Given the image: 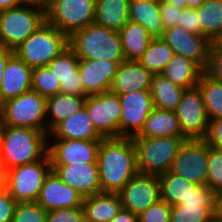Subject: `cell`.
Instances as JSON below:
<instances>
[{
    "label": "cell",
    "instance_id": "1",
    "mask_svg": "<svg viewBox=\"0 0 222 222\" xmlns=\"http://www.w3.org/2000/svg\"><path fill=\"white\" fill-rule=\"evenodd\" d=\"M97 167L101 192L118 193L138 173L132 138H103L98 148Z\"/></svg>",
    "mask_w": 222,
    "mask_h": 222
},
{
    "label": "cell",
    "instance_id": "2",
    "mask_svg": "<svg viewBox=\"0 0 222 222\" xmlns=\"http://www.w3.org/2000/svg\"><path fill=\"white\" fill-rule=\"evenodd\" d=\"M48 152V133L30 127L3 125L0 159L5 170L41 160Z\"/></svg>",
    "mask_w": 222,
    "mask_h": 222
},
{
    "label": "cell",
    "instance_id": "3",
    "mask_svg": "<svg viewBox=\"0 0 222 222\" xmlns=\"http://www.w3.org/2000/svg\"><path fill=\"white\" fill-rule=\"evenodd\" d=\"M68 45L82 60H125L119 32L95 23L73 32L68 37Z\"/></svg>",
    "mask_w": 222,
    "mask_h": 222
},
{
    "label": "cell",
    "instance_id": "4",
    "mask_svg": "<svg viewBox=\"0 0 222 222\" xmlns=\"http://www.w3.org/2000/svg\"><path fill=\"white\" fill-rule=\"evenodd\" d=\"M185 136L132 137L138 173L160 175L170 170Z\"/></svg>",
    "mask_w": 222,
    "mask_h": 222
},
{
    "label": "cell",
    "instance_id": "5",
    "mask_svg": "<svg viewBox=\"0 0 222 222\" xmlns=\"http://www.w3.org/2000/svg\"><path fill=\"white\" fill-rule=\"evenodd\" d=\"M68 47V36L46 21L16 47L14 53L31 68H36L47 66Z\"/></svg>",
    "mask_w": 222,
    "mask_h": 222
},
{
    "label": "cell",
    "instance_id": "6",
    "mask_svg": "<svg viewBox=\"0 0 222 222\" xmlns=\"http://www.w3.org/2000/svg\"><path fill=\"white\" fill-rule=\"evenodd\" d=\"M46 22V7L23 6L0 11V47L14 50Z\"/></svg>",
    "mask_w": 222,
    "mask_h": 222
},
{
    "label": "cell",
    "instance_id": "7",
    "mask_svg": "<svg viewBox=\"0 0 222 222\" xmlns=\"http://www.w3.org/2000/svg\"><path fill=\"white\" fill-rule=\"evenodd\" d=\"M46 105L47 98L31 89L1 103L0 117L3 125L30 127L47 133Z\"/></svg>",
    "mask_w": 222,
    "mask_h": 222
},
{
    "label": "cell",
    "instance_id": "8",
    "mask_svg": "<svg viewBox=\"0 0 222 222\" xmlns=\"http://www.w3.org/2000/svg\"><path fill=\"white\" fill-rule=\"evenodd\" d=\"M51 171L47 153L41 160L7 170L5 187L16 202H35Z\"/></svg>",
    "mask_w": 222,
    "mask_h": 222
},
{
    "label": "cell",
    "instance_id": "9",
    "mask_svg": "<svg viewBox=\"0 0 222 222\" xmlns=\"http://www.w3.org/2000/svg\"><path fill=\"white\" fill-rule=\"evenodd\" d=\"M96 0H47L46 21L68 37L94 23Z\"/></svg>",
    "mask_w": 222,
    "mask_h": 222
},
{
    "label": "cell",
    "instance_id": "10",
    "mask_svg": "<svg viewBox=\"0 0 222 222\" xmlns=\"http://www.w3.org/2000/svg\"><path fill=\"white\" fill-rule=\"evenodd\" d=\"M207 160L208 144L204 139H185L169 172L198 185H207Z\"/></svg>",
    "mask_w": 222,
    "mask_h": 222
},
{
    "label": "cell",
    "instance_id": "11",
    "mask_svg": "<svg viewBox=\"0 0 222 222\" xmlns=\"http://www.w3.org/2000/svg\"><path fill=\"white\" fill-rule=\"evenodd\" d=\"M84 107L97 131L104 137H119L122 106L119 94L112 91L86 96Z\"/></svg>",
    "mask_w": 222,
    "mask_h": 222
},
{
    "label": "cell",
    "instance_id": "12",
    "mask_svg": "<svg viewBox=\"0 0 222 222\" xmlns=\"http://www.w3.org/2000/svg\"><path fill=\"white\" fill-rule=\"evenodd\" d=\"M182 134L191 139H203L208 130V116L198 86L185 89L174 110Z\"/></svg>",
    "mask_w": 222,
    "mask_h": 222
},
{
    "label": "cell",
    "instance_id": "13",
    "mask_svg": "<svg viewBox=\"0 0 222 222\" xmlns=\"http://www.w3.org/2000/svg\"><path fill=\"white\" fill-rule=\"evenodd\" d=\"M118 194L122 208L139 215L161 199L158 176L137 173Z\"/></svg>",
    "mask_w": 222,
    "mask_h": 222
},
{
    "label": "cell",
    "instance_id": "14",
    "mask_svg": "<svg viewBox=\"0 0 222 222\" xmlns=\"http://www.w3.org/2000/svg\"><path fill=\"white\" fill-rule=\"evenodd\" d=\"M122 111L119 122V137L138 135L144 127L148 115L153 110L150 90H140L119 94Z\"/></svg>",
    "mask_w": 222,
    "mask_h": 222
},
{
    "label": "cell",
    "instance_id": "15",
    "mask_svg": "<svg viewBox=\"0 0 222 222\" xmlns=\"http://www.w3.org/2000/svg\"><path fill=\"white\" fill-rule=\"evenodd\" d=\"M162 39L173 50L174 54L191 59L205 70L212 43L207 37L186 31L177 25L166 28Z\"/></svg>",
    "mask_w": 222,
    "mask_h": 222
},
{
    "label": "cell",
    "instance_id": "16",
    "mask_svg": "<svg viewBox=\"0 0 222 222\" xmlns=\"http://www.w3.org/2000/svg\"><path fill=\"white\" fill-rule=\"evenodd\" d=\"M101 140L55 139L50 145L48 155L51 164L97 163V153Z\"/></svg>",
    "mask_w": 222,
    "mask_h": 222
},
{
    "label": "cell",
    "instance_id": "17",
    "mask_svg": "<svg viewBox=\"0 0 222 222\" xmlns=\"http://www.w3.org/2000/svg\"><path fill=\"white\" fill-rule=\"evenodd\" d=\"M83 196L65 184L52 170L46 177L36 202L47 212L82 206Z\"/></svg>",
    "mask_w": 222,
    "mask_h": 222
},
{
    "label": "cell",
    "instance_id": "18",
    "mask_svg": "<svg viewBox=\"0 0 222 222\" xmlns=\"http://www.w3.org/2000/svg\"><path fill=\"white\" fill-rule=\"evenodd\" d=\"M52 170L83 197L101 192L97 163L51 164Z\"/></svg>",
    "mask_w": 222,
    "mask_h": 222
},
{
    "label": "cell",
    "instance_id": "19",
    "mask_svg": "<svg viewBox=\"0 0 222 222\" xmlns=\"http://www.w3.org/2000/svg\"><path fill=\"white\" fill-rule=\"evenodd\" d=\"M121 62L79 59V75L87 95L110 91L117 68Z\"/></svg>",
    "mask_w": 222,
    "mask_h": 222
},
{
    "label": "cell",
    "instance_id": "20",
    "mask_svg": "<svg viewBox=\"0 0 222 222\" xmlns=\"http://www.w3.org/2000/svg\"><path fill=\"white\" fill-rule=\"evenodd\" d=\"M47 67L60 82V93L76 96H88L79 75V58L68 47L56 56Z\"/></svg>",
    "mask_w": 222,
    "mask_h": 222
},
{
    "label": "cell",
    "instance_id": "21",
    "mask_svg": "<svg viewBox=\"0 0 222 222\" xmlns=\"http://www.w3.org/2000/svg\"><path fill=\"white\" fill-rule=\"evenodd\" d=\"M32 71L29 65L13 53L3 71L0 104L31 90Z\"/></svg>",
    "mask_w": 222,
    "mask_h": 222
},
{
    "label": "cell",
    "instance_id": "22",
    "mask_svg": "<svg viewBox=\"0 0 222 222\" xmlns=\"http://www.w3.org/2000/svg\"><path fill=\"white\" fill-rule=\"evenodd\" d=\"M153 74L138 61L121 62L117 68L110 91L116 94H128L134 91L150 90Z\"/></svg>",
    "mask_w": 222,
    "mask_h": 222
},
{
    "label": "cell",
    "instance_id": "23",
    "mask_svg": "<svg viewBox=\"0 0 222 222\" xmlns=\"http://www.w3.org/2000/svg\"><path fill=\"white\" fill-rule=\"evenodd\" d=\"M102 140L104 137L97 131L85 107L73 116L60 122L49 134L48 140Z\"/></svg>",
    "mask_w": 222,
    "mask_h": 222
},
{
    "label": "cell",
    "instance_id": "24",
    "mask_svg": "<svg viewBox=\"0 0 222 222\" xmlns=\"http://www.w3.org/2000/svg\"><path fill=\"white\" fill-rule=\"evenodd\" d=\"M86 222H110L122 209L118 193L99 192L83 198Z\"/></svg>",
    "mask_w": 222,
    "mask_h": 222
},
{
    "label": "cell",
    "instance_id": "25",
    "mask_svg": "<svg viewBox=\"0 0 222 222\" xmlns=\"http://www.w3.org/2000/svg\"><path fill=\"white\" fill-rule=\"evenodd\" d=\"M129 20L145 27L153 39L162 38L165 28L158 0H130Z\"/></svg>",
    "mask_w": 222,
    "mask_h": 222
},
{
    "label": "cell",
    "instance_id": "26",
    "mask_svg": "<svg viewBox=\"0 0 222 222\" xmlns=\"http://www.w3.org/2000/svg\"><path fill=\"white\" fill-rule=\"evenodd\" d=\"M85 99L86 96L63 93H57L56 95L48 97L46 105V117L48 118L47 133L49 134L60 122L73 116L82 109Z\"/></svg>",
    "mask_w": 222,
    "mask_h": 222
},
{
    "label": "cell",
    "instance_id": "27",
    "mask_svg": "<svg viewBox=\"0 0 222 222\" xmlns=\"http://www.w3.org/2000/svg\"><path fill=\"white\" fill-rule=\"evenodd\" d=\"M184 136L174 111L153 108L141 132L133 137H170Z\"/></svg>",
    "mask_w": 222,
    "mask_h": 222
},
{
    "label": "cell",
    "instance_id": "28",
    "mask_svg": "<svg viewBox=\"0 0 222 222\" xmlns=\"http://www.w3.org/2000/svg\"><path fill=\"white\" fill-rule=\"evenodd\" d=\"M130 0H96L94 23L119 31L129 21Z\"/></svg>",
    "mask_w": 222,
    "mask_h": 222
},
{
    "label": "cell",
    "instance_id": "29",
    "mask_svg": "<svg viewBox=\"0 0 222 222\" xmlns=\"http://www.w3.org/2000/svg\"><path fill=\"white\" fill-rule=\"evenodd\" d=\"M204 70L191 59L174 54L161 74L178 86L189 89L197 86Z\"/></svg>",
    "mask_w": 222,
    "mask_h": 222
},
{
    "label": "cell",
    "instance_id": "30",
    "mask_svg": "<svg viewBox=\"0 0 222 222\" xmlns=\"http://www.w3.org/2000/svg\"><path fill=\"white\" fill-rule=\"evenodd\" d=\"M125 60L138 61L153 39L141 24L129 20L119 31Z\"/></svg>",
    "mask_w": 222,
    "mask_h": 222
},
{
    "label": "cell",
    "instance_id": "31",
    "mask_svg": "<svg viewBox=\"0 0 222 222\" xmlns=\"http://www.w3.org/2000/svg\"><path fill=\"white\" fill-rule=\"evenodd\" d=\"M184 90L162 74L153 75L150 89L153 106L158 109L174 111Z\"/></svg>",
    "mask_w": 222,
    "mask_h": 222
},
{
    "label": "cell",
    "instance_id": "32",
    "mask_svg": "<svg viewBox=\"0 0 222 222\" xmlns=\"http://www.w3.org/2000/svg\"><path fill=\"white\" fill-rule=\"evenodd\" d=\"M158 179L161 199L172 207L178 205L181 200L188 197L198 186V184L169 171L158 175Z\"/></svg>",
    "mask_w": 222,
    "mask_h": 222
},
{
    "label": "cell",
    "instance_id": "33",
    "mask_svg": "<svg viewBox=\"0 0 222 222\" xmlns=\"http://www.w3.org/2000/svg\"><path fill=\"white\" fill-rule=\"evenodd\" d=\"M200 35L215 42L222 35V0H206L197 9Z\"/></svg>",
    "mask_w": 222,
    "mask_h": 222
},
{
    "label": "cell",
    "instance_id": "34",
    "mask_svg": "<svg viewBox=\"0 0 222 222\" xmlns=\"http://www.w3.org/2000/svg\"><path fill=\"white\" fill-rule=\"evenodd\" d=\"M174 57L173 50L162 38L152 39L138 62L153 75L161 74Z\"/></svg>",
    "mask_w": 222,
    "mask_h": 222
},
{
    "label": "cell",
    "instance_id": "35",
    "mask_svg": "<svg viewBox=\"0 0 222 222\" xmlns=\"http://www.w3.org/2000/svg\"><path fill=\"white\" fill-rule=\"evenodd\" d=\"M197 86L202 93L208 119L222 118V82L203 72Z\"/></svg>",
    "mask_w": 222,
    "mask_h": 222
},
{
    "label": "cell",
    "instance_id": "36",
    "mask_svg": "<svg viewBox=\"0 0 222 222\" xmlns=\"http://www.w3.org/2000/svg\"><path fill=\"white\" fill-rule=\"evenodd\" d=\"M170 222H213V207L176 205L171 208Z\"/></svg>",
    "mask_w": 222,
    "mask_h": 222
},
{
    "label": "cell",
    "instance_id": "37",
    "mask_svg": "<svg viewBox=\"0 0 222 222\" xmlns=\"http://www.w3.org/2000/svg\"><path fill=\"white\" fill-rule=\"evenodd\" d=\"M31 89L48 98L60 93V82L47 67H36L32 71Z\"/></svg>",
    "mask_w": 222,
    "mask_h": 222
},
{
    "label": "cell",
    "instance_id": "38",
    "mask_svg": "<svg viewBox=\"0 0 222 222\" xmlns=\"http://www.w3.org/2000/svg\"><path fill=\"white\" fill-rule=\"evenodd\" d=\"M207 185L216 193L222 191V150L208 145Z\"/></svg>",
    "mask_w": 222,
    "mask_h": 222
},
{
    "label": "cell",
    "instance_id": "39",
    "mask_svg": "<svg viewBox=\"0 0 222 222\" xmlns=\"http://www.w3.org/2000/svg\"><path fill=\"white\" fill-rule=\"evenodd\" d=\"M47 211L35 202H17L12 222H46Z\"/></svg>",
    "mask_w": 222,
    "mask_h": 222
},
{
    "label": "cell",
    "instance_id": "40",
    "mask_svg": "<svg viewBox=\"0 0 222 222\" xmlns=\"http://www.w3.org/2000/svg\"><path fill=\"white\" fill-rule=\"evenodd\" d=\"M172 206L160 199L138 215V222H170Z\"/></svg>",
    "mask_w": 222,
    "mask_h": 222
},
{
    "label": "cell",
    "instance_id": "41",
    "mask_svg": "<svg viewBox=\"0 0 222 222\" xmlns=\"http://www.w3.org/2000/svg\"><path fill=\"white\" fill-rule=\"evenodd\" d=\"M215 192L208 185H198L193 192L178 205H201L213 207Z\"/></svg>",
    "mask_w": 222,
    "mask_h": 222
},
{
    "label": "cell",
    "instance_id": "42",
    "mask_svg": "<svg viewBox=\"0 0 222 222\" xmlns=\"http://www.w3.org/2000/svg\"><path fill=\"white\" fill-rule=\"evenodd\" d=\"M46 222H86L82 206L60 208L46 213Z\"/></svg>",
    "mask_w": 222,
    "mask_h": 222
},
{
    "label": "cell",
    "instance_id": "43",
    "mask_svg": "<svg viewBox=\"0 0 222 222\" xmlns=\"http://www.w3.org/2000/svg\"><path fill=\"white\" fill-rule=\"evenodd\" d=\"M204 72L211 78L222 82V47L216 41L211 43Z\"/></svg>",
    "mask_w": 222,
    "mask_h": 222
},
{
    "label": "cell",
    "instance_id": "44",
    "mask_svg": "<svg viewBox=\"0 0 222 222\" xmlns=\"http://www.w3.org/2000/svg\"><path fill=\"white\" fill-rule=\"evenodd\" d=\"M159 4L164 28L166 29L177 26L179 24L183 8L167 2L166 0H159Z\"/></svg>",
    "mask_w": 222,
    "mask_h": 222
},
{
    "label": "cell",
    "instance_id": "45",
    "mask_svg": "<svg viewBox=\"0 0 222 222\" xmlns=\"http://www.w3.org/2000/svg\"><path fill=\"white\" fill-rule=\"evenodd\" d=\"M203 139L209 146L222 150V118L209 120L208 130Z\"/></svg>",
    "mask_w": 222,
    "mask_h": 222
},
{
    "label": "cell",
    "instance_id": "46",
    "mask_svg": "<svg viewBox=\"0 0 222 222\" xmlns=\"http://www.w3.org/2000/svg\"><path fill=\"white\" fill-rule=\"evenodd\" d=\"M16 204L6 187L0 188V222H12Z\"/></svg>",
    "mask_w": 222,
    "mask_h": 222
},
{
    "label": "cell",
    "instance_id": "47",
    "mask_svg": "<svg viewBox=\"0 0 222 222\" xmlns=\"http://www.w3.org/2000/svg\"><path fill=\"white\" fill-rule=\"evenodd\" d=\"M178 26L186 31L200 35V22L198 19V12L196 9H183L181 11V18Z\"/></svg>",
    "mask_w": 222,
    "mask_h": 222
},
{
    "label": "cell",
    "instance_id": "48",
    "mask_svg": "<svg viewBox=\"0 0 222 222\" xmlns=\"http://www.w3.org/2000/svg\"><path fill=\"white\" fill-rule=\"evenodd\" d=\"M110 222H138V215L122 208Z\"/></svg>",
    "mask_w": 222,
    "mask_h": 222
},
{
    "label": "cell",
    "instance_id": "49",
    "mask_svg": "<svg viewBox=\"0 0 222 222\" xmlns=\"http://www.w3.org/2000/svg\"><path fill=\"white\" fill-rule=\"evenodd\" d=\"M213 220L222 221V191L214 195Z\"/></svg>",
    "mask_w": 222,
    "mask_h": 222
},
{
    "label": "cell",
    "instance_id": "50",
    "mask_svg": "<svg viewBox=\"0 0 222 222\" xmlns=\"http://www.w3.org/2000/svg\"><path fill=\"white\" fill-rule=\"evenodd\" d=\"M14 53V50L0 47V89L3 82V71L7 64L9 57Z\"/></svg>",
    "mask_w": 222,
    "mask_h": 222
},
{
    "label": "cell",
    "instance_id": "51",
    "mask_svg": "<svg viewBox=\"0 0 222 222\" xmlns=\"http://www.w3.org/2000/svg\"><path fill=\"white\" fill-rule=\"evenodd\" d=\"M18 4L23 6L46 7L47 0H18Z\"/></svg>",
    "mask_w": 222,
    "mask_h": 222
},
{
    "label": "cell",
    "instance_id": "52",
    "mask_svg": "<svg viewBox=\"0 0 222 222\" xmlns=\"http://www.w3.org/2000/svg\"><path fill=\"white\" fill-rule=\"evenodd\" d=\"M20 6L18 0H0V11Z\"/></svg>",
    "mask_w": 222,
    "mask_h": 222
},
{
    "label": "cell",
    "instance_id": "53",
    "mask_svg": "<svg viewBox=\"0 0 222 222\" xmlns=\"http://www.w3.org/2000/svg\"><path fill=\"white\" fill-rule=\"evenodd\" d=\"M6 183V170L3 162L0 159V188L4 187Z\"/></svg>",
    "mask_w": 222,
    "mask_h": 222
},
{
    "label": "cell",
    "instance_id": "54",
    "mask_svg": "<svg viewBox=\"0 0 222 222\" xmlns=\"http://www.w3.org/2000/svg\"><path fill=\"white\" fill-rule=\"evenodd\" d=\"M206 0H186L188 9H197L202 5Z\"/></svg>",
    "mask_w": 222,
    "mask_h": 222
},
{
    "label": "cell",
    "instance_id": "55",
    "mask_svg": "<svg viewBox=\"0 0 222 222\" xmlns=\"http://www.w3.org/2000/svg\"><path fill=\"white\" fill-rule=\"evenodd\" d=\"M166 1L178 6L180 8H183V9L187 8L186 0H166Z\"/></svg>",
    "mask_w": 222,
    "mask_h": 222
},
{
    "label": "cell",
    "instance_id": "56",
    "mask_svg": "<svg viewBox=\"0 0 222 222\" xmlns=\"http://www.w3.org/2000/svg\"><path fill=\"white\" fill-rule=\"evenodd\" d=\"M216 42L222 47V35L216 40Z\"/></svg>",
    "mask_w": 222,
    "mask_h": 222
},
{
    "label": "cell",
    "instance_id": "57",
    "mask_svg": "<svg viewBox=\"0 0 222 222\" xmlns=\"http://www.w3.org/2000/svg\"><path fill=\"white\" fill-rule=\"evenodd\" d=\"M2 127H3V123H2V120H1V117H0V136H1Z\"/></svg>",
    "mask_w": 222,
    "mask_h": 222
}]
</instances>
